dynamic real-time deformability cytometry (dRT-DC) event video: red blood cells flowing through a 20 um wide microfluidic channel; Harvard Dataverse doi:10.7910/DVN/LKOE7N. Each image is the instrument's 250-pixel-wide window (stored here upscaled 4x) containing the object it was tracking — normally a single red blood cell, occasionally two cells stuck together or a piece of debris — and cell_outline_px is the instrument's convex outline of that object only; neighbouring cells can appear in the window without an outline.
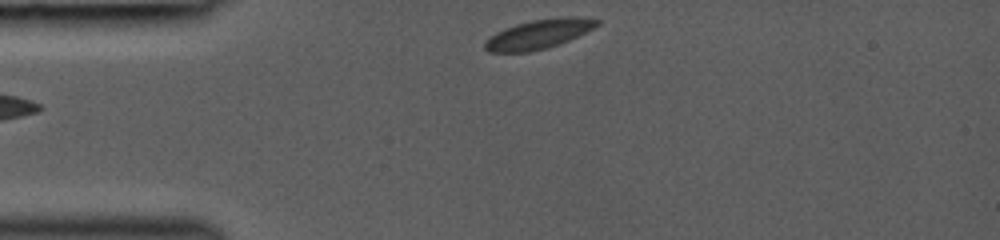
{"species": "common noctule bat (a hibernating species)", "species_latin": "Nyctalus noctula", "temperature_condition": "room temperature", "stored_images_in_passage": 10, "camera_frame_rate_fps": 3000, "um_per_image_px": 0.085, "animal": {"sex": "female", "body_mass_g": 19.0, "forearm_length_mm": 53.3}, "frame": {"image": 1, "passage_image": 1, "time_ms": 0.0, "image_size_px": [1000, 240], "cell_outline_px": [[600, 24], [568, 40], [548, 48], [528, 52], [488, 52], [484, 48], [484, 40], [496, 32], [504, 28], [516, 24], [532, 20], [564, 16], [572, 16], [600, 20]], "centroid_in_image_um": [45.74, 2.9], "position_along_channel_um": 39.3, "area_um2": 19.07}}
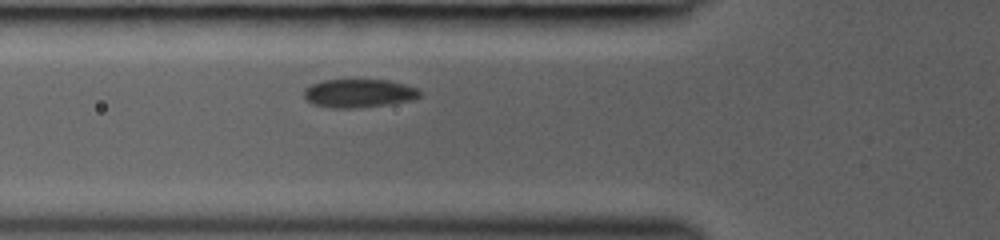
{"frame": {"image": 2, "passage_image": 5, "time_ms": 2.0, "image_size_px": [1000, 240], "cell_outline_px": [[424, 96], [412, 100], [388, 104], [360, 108], [332, 108], [312, 104], [304, 96], [304, 88], [312, 84], [324, 80], [388, 80], [404, 84], [416, 88]], "centroid_in_image_um": [30.52, 7.94], "position_along_channel_um": 95.3, "area_um2": 19.25}}
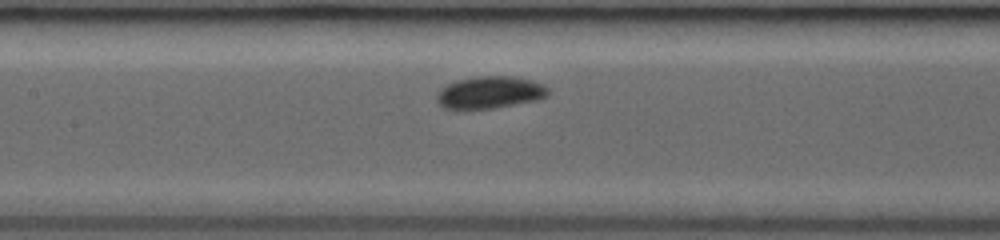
{"frame": {"image": 3, "passage_image": 9, "time_ms": 3.667, "image_size_px": [1000, 240], "cell_outline_px": [[548, 96], [540, 100], [492, 108], [460, 112], [444, 108], [436, 100], [436, 96], [440, 88], [456, 80], [476, 76], [512, 76], [544, 84], [548, 88]], "centroid_in_image_um": [41.59, 7.89], "position_along_channel_um": 165.8, "area_um2": 21.5}}